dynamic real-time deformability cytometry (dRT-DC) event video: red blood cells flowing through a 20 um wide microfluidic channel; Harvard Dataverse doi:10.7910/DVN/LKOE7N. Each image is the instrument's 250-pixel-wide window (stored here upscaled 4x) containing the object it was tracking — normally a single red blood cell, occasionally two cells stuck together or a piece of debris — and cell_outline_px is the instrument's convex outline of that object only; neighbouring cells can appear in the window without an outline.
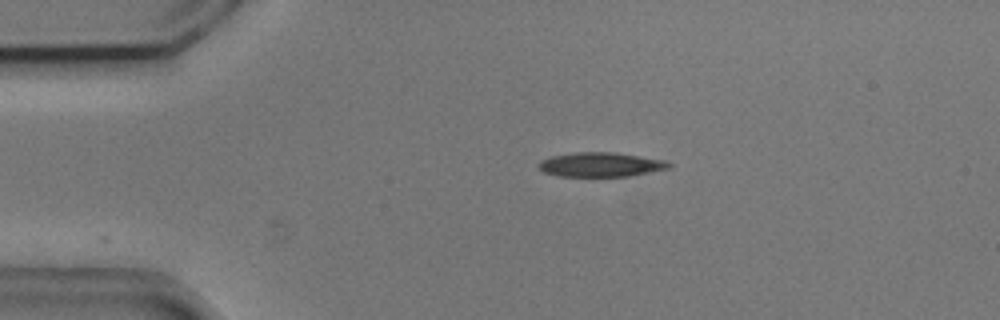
{"species": "common noctule bat (a hibernating species)", "species_latin": "Nyctalus noctula", "temperature_condition": "cold", "stored_images_in_passage": 33, "camera_frame_rate_fps": 3000, "um_per_image_px": 0.085, "animal": {"sex": "male", "body_mass_g": 20.5, "forearm_length_mm": 52.5}, "frame": {"image": 1, "passage_image": 1, "time_ms": 0.0, "image_size_px": [1000, 320], "cell_outline_px": [[672, 164], [668, 168], [628, 176], [556, 176], [544, 172], [536, 168], [536, 164], [540, 160], [548, 156], [576, 152], [616, 152], [668, 160]], "centroid_in_image_um": [51.0, 13.97], "position_along_channel_um": 34.0, "area_um2": 18.79}}
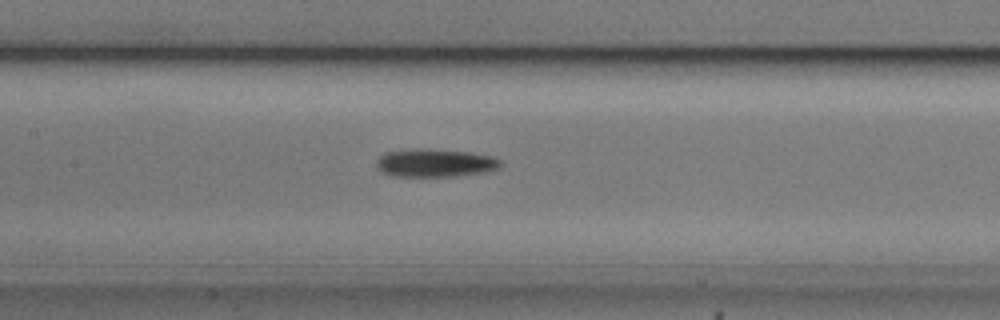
{"frame": {"image": 2, "passage_image": 15, "time_ms": 4.667, "image_size_px": [1000, 320], "cell_outline_px": [[500, 168], [484, 172], [456, 176], [392, 176], [376, 168], [376, 160], [384, 152], [416, 148], [428, 148], [468, 152], [492, 156], [500, 160]], "centroid_in_image_um": [36.95, 13.84], "position_along_channel_um": 170.5, "area_um2": 20.4}}
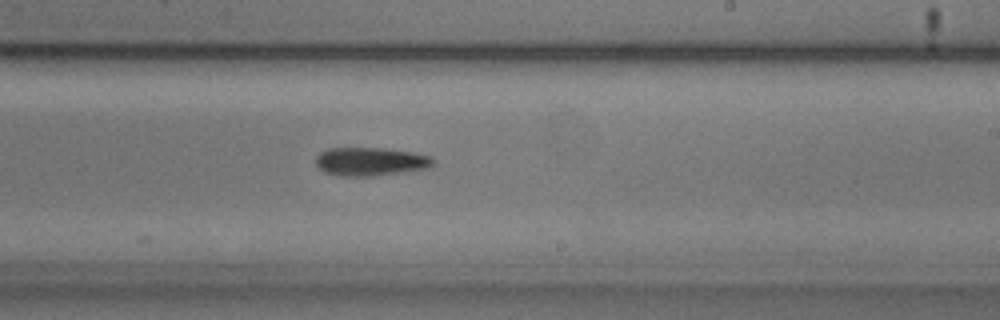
{"frame": {"image": 3, "passage_image": 22, "time_ms": 7.0, "image_size_px": [1000, 320], "cell_outline_px": [[436, 160], [428, 168], [404, 172], [368, 176], [344, 176], [324, 172], [316, 164], [316, 156], [320, 152], [328, 148], [384, 148], [432, 156]], "centroid_in_image_um": [31.49, 13.73], "position_along_channel_um": 257.5, "area_um2": 19.31}, "authors_computed_cell_mechanics": {"area_um2": 19.3052, "velocity_mm_per_s": 3.7477, "shape_relaxation_time_tau1_ms": 3.3124, "shape_relaxation_time_tau2_ms": null, "deformation_change_tau1": 0.1036, "deformation_change_tau2": null}}